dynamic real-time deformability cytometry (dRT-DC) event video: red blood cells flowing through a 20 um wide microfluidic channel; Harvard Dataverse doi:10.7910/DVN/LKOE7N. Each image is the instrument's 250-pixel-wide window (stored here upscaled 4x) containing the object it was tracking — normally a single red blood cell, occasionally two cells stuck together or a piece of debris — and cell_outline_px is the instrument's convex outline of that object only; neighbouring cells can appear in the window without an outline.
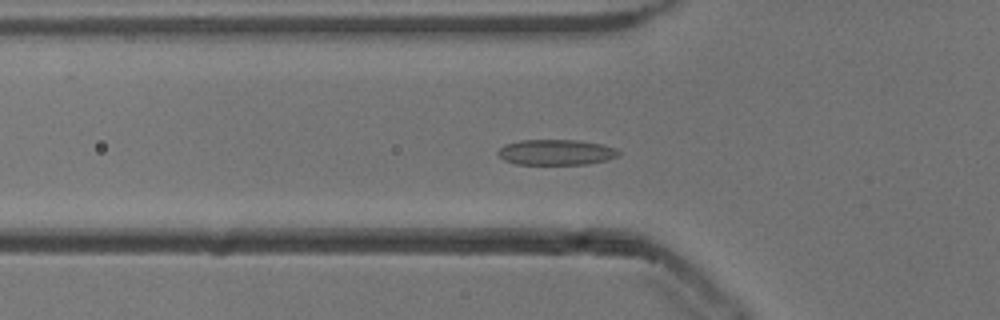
{"species": "common noctule bat (a hibernating species)", "species_latin": "Nyctalus noctula", "temperature_condition": "cold", "stored_images_in_passage": 55, "camera_frame_rate_fps": 3000, "um_per_image_px": 0.085, "animal": {"sex": "male", "body_mass_g": 13.3}, "frame": {"image": 1, "passage_image": 19, "time_ms": 6.0, "image_size_px": [1000, 320], "cell_outline_px": [[620, 152], [616, 156], [608, 160], [588, 164], [516, 164], [504, 160], [496, 152], [504, 144], [520, 140], [576, 140], [604, 144], [616, 148]], "centroid_in_image_um": [47.27, 12.94], "position_along_channel_um": 78.5, "area_um2": 18.03}}
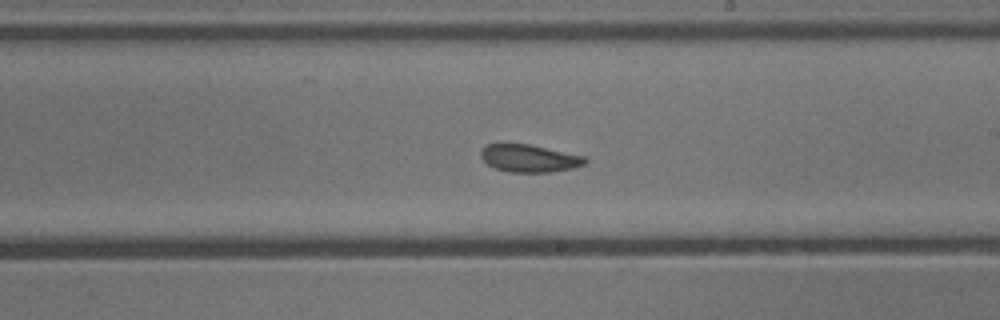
{"frame": {"image": 2, "passage_image": 32, "time_ms": 10.333, "image_size_px": [1000, 320], "cell_outline_px": [[588, 160], [584, 164], [572, 168], [552, 172], [508, 172], [496, 168], [488, 164], [480, 156], [480, 152], [484, 144], [500, 140], [528, 144], [584, 156]], "centroid_in_image_um": [44.89, 13.41], "position_along_channel_um": 244.1, "area_um2": 17.22}}
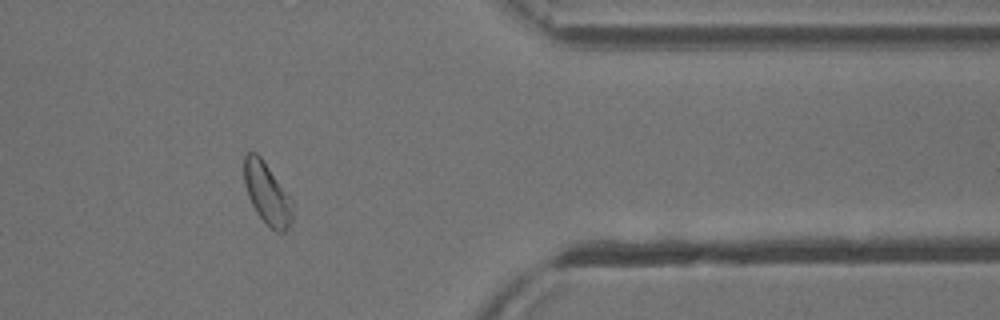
{"frame": {"image": 3, "passage_image": 45, "time_ms": 14.667, "image_size_px": [1000, 320], "cell_outline_px": [[292, 220], [288, 228], [284, 232], [276, 232], [256, 212], [248, 196], [244, 184], [244, 156], [248, 152], [256, 152], [260, 156], [292, 200]], "centroid_in_image_um": [22.69, 16.45], "position_along_channel_um": 388.7, "area_um2": 17.05}, "authors_computed_cell_mechanics": {"area_um2": 18.0336, "velocity_mm_per_s": 3.8103, "shape_relaxation_time_tau1_ms": 2.6634, "shape_relaxation_time_tau2_ms": 1.7389, "deformation_change_tau1": 0.0835, "deformation_change_tau2": 0.0774}}